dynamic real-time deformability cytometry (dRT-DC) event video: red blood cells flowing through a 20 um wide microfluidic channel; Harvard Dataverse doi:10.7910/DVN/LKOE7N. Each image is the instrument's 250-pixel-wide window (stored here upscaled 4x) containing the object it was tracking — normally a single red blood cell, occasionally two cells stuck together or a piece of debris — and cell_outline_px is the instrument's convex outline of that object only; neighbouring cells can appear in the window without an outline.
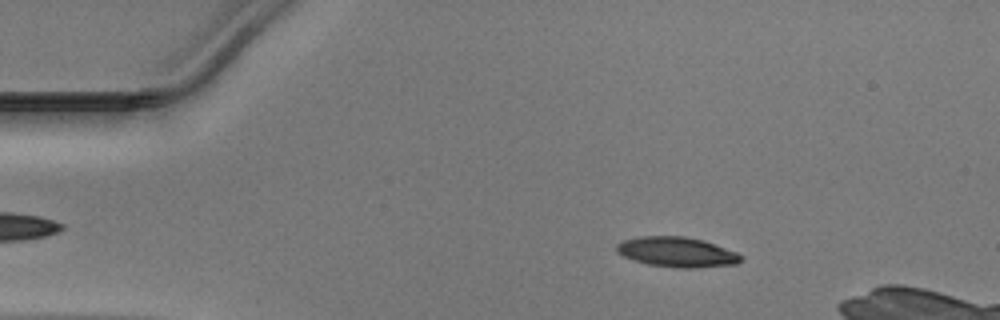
{"species": "Egyptian fruit bat (a non-hibernating species)", "species_latin": "Rousettus aegyptiacus", "temperature_condition": "warm", "stored_images_in_passage": 45, "camera_frame_rate_fps": 3000, "um_per_image_px": 0.085, "animal": {"sex": "male"}, "frame": {"image": 1, "passage_image": 8, "time_ms": 2.333, "image_size_px": [1000, 320], "cell_outline_px": [[744, 260], [736, 264], [692, 268], [680, 268], [648, 264], [632, 260], [616, 252], [616, 244], [624, 240], [640, 236], [684, 236], [704, 240], [736, 252], [744, 256]], "centroid_in_image_um": [57.55, 21.42], "position_along_channel_um": 27.5, "area_um2": 21.85}}
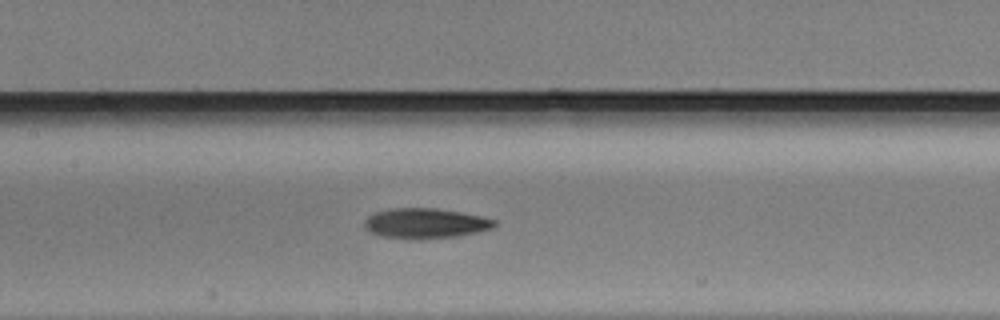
{"frame": {"image": 2, "passage_image": 23, "time_ms": 7.333, "image_size_px": [1000, 320], "cell_outline_px": [[496, 224], [492, 228], [476, 232], [456, 236], [420, 240], [384, 236], [372, 232], [364, 228], [364, 220], [372, 212], [388, 208], [436, 208], [460, 212], [480, 216], [496, 220]], "centroid_in_image_um": [36.11, 18.97], "position_along_channel_um": 171.3, "area_um2": 22.89}}
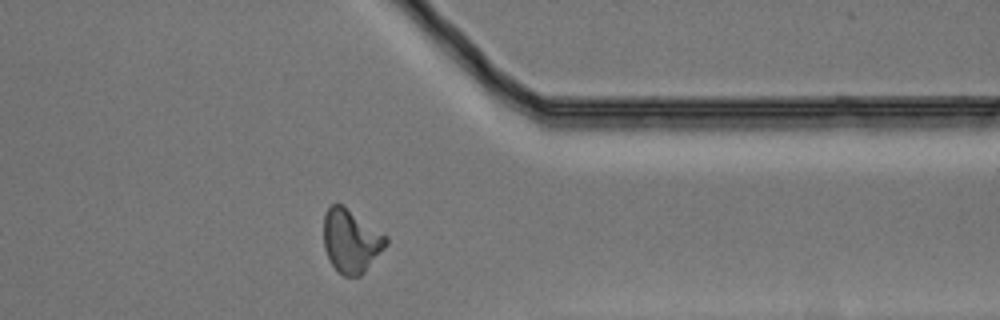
{"frame": {"image": 3, "passage_image": 39, "time_ms": 12.667, "image_size_px": [1000, 320], "cell_outline_px": [[388, 244], [364, 272], [360, 276], [344, 276], [332, 264], [324, 248], [324, 216], [328, 208], [332, 204], [340, 204], [388, 236]], "centroid_in_image_um": [29.85, 20.49], "position_along_channel_um": 381.6, "area_um2": 22.6}}